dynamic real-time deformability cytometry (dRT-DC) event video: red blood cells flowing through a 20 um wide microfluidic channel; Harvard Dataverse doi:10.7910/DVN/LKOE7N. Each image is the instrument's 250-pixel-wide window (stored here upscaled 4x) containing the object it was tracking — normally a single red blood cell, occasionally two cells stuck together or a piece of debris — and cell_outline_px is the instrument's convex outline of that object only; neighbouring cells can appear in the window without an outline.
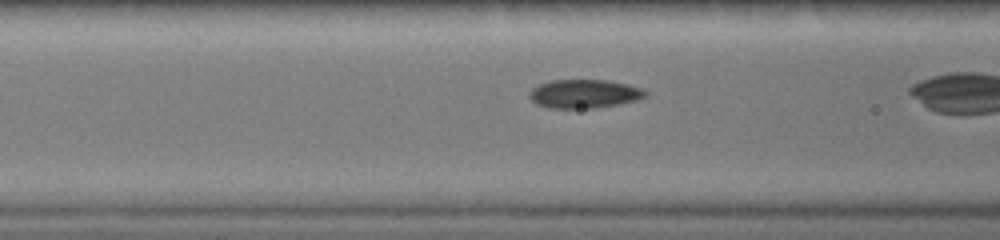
{"species": "common noctule bat (a hibernating species)", "species_latin": "Nyctalus noctula", "temperature_condition": "warm", "stored_images_in_passage": 23, "camera_frame_rate_fps": 3000, "um_per_image_px": 0.085, "animal": {"sex": "female", "body_mass_g": 19.0, "forearm_length_mm": 51.5}, "frame": {"image": 1, "passage_image": 7, "time_ms": 2.0, "image_size_px": [1000, 240], "cell_outline_px": [[648, 96], [636, 100], [616, 104], [592, 108], [552, 108], [536, 104], [532, 100], [532, 88], [548, 80], [608, 80], [628, 84], [640, 88], [648, 92]], "centroid_in_image_um": [49.7, 7.96], "position_along_channel_um": 116.9, "area_um2": 19.13}}